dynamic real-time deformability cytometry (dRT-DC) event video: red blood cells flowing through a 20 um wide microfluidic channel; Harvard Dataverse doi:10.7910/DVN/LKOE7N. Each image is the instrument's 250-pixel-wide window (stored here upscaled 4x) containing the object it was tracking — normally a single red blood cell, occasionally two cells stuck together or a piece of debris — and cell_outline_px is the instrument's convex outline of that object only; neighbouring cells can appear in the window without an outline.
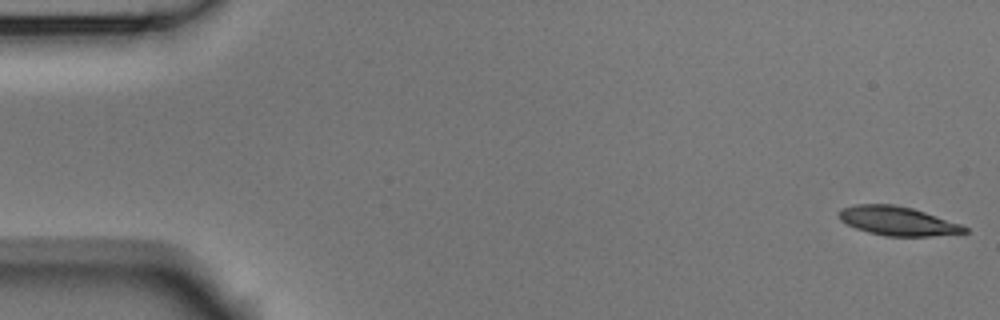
{"species": "Egyptian fruit bat (a non-hibernating species)", "species_latin": "Rousettus aegyptiacus", "temperature_condition": "room temperature", "stored_images_in_passage": 6, "segment_of_instrument_passage": [1, 2], "camera_frame_rate_fps": 3000, "um_per_image_px": 0.085, "animal": {"sex": "male"}, "frame": {"image": 1, "passage_image": 1, "time_ms": 0.0, "image_size_px": [1000, 320], "cell_outline_px": [[968, 232], [928, 236], [884, 236], [868, 232], [856, 228], [840, 220], [840, 208], [856, 204], [892, 204], [912, 208], [960, 224], [968, 228]], "centroid_in_image_um": [76.27, 18.78], "position_along_channel_um": 8.7, "area_um2": 20.92}}
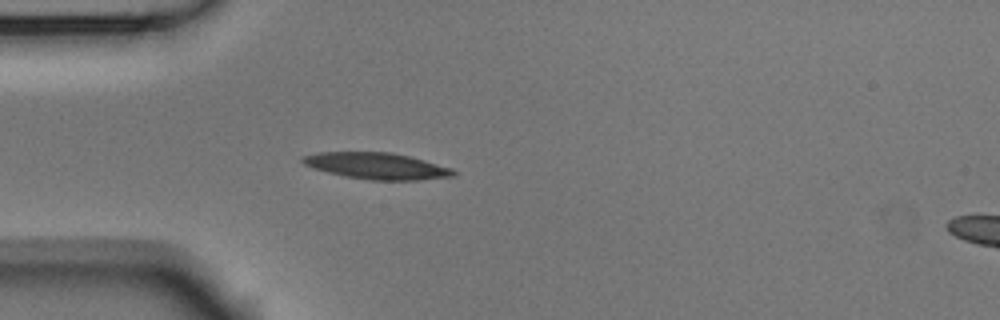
{"frame": {"image": 2, "passage_image": 5, "time_ms": 1.333, "image_size_px": [1000, 320], "cell_outline_px": [[456, 176], [416, 180], [372, 180], [344, 176], [328, 172], [304, 164], [300, 160], [300, 156], [316, 152], [392, 152], [424, 160], [452, 168], [456, 172]], "centroid_in_image_um": [32.02, 14.1], "position_along_channel_um": 53.0, "area_um2": 23.18}}